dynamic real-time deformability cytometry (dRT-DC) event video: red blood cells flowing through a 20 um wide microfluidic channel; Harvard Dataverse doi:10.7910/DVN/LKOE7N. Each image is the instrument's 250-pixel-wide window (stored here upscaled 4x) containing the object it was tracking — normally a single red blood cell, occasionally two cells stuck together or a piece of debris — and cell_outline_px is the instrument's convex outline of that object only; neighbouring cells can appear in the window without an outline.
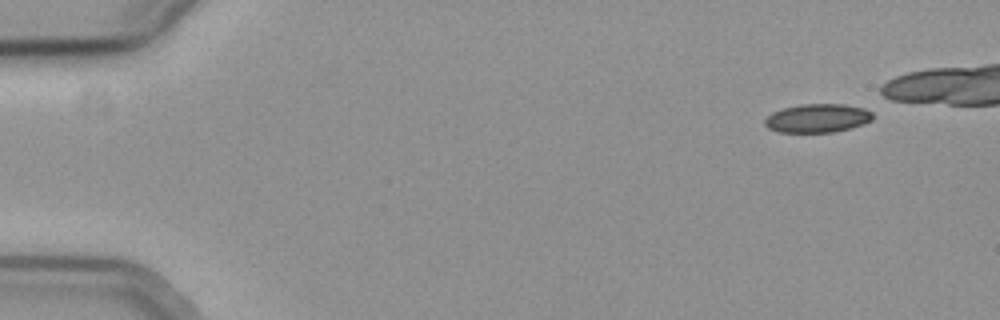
{"species": "common noctule bat (a hibernating species)", "species_latin": "Nyctalus noctula", "temperature_condition": "cold", "stored_images_in_passage": 43, "camera_frame_rate_fps": 3000, "um_per_image_px": 0.085, "animal": {"sex": "female", "body_mass_g": 19.3, "forearm_length_mm": 54.1}, "frame": {"image": 1, "passage_image": 1, "time_ms": 0.0, "image_size_px": [1000, 320], "cell_outline_px": [[872, 120], [864, 124], [832, 132], [776, 132], [768, 128], [764, 124], [764, 120], [772, 112], [784, 108], [800, 104], [844, 104], [864, 108], [872, 112]], "centroid_in_image_um": [69.47, 10.04], "position_along_channel_um": 15.5, "area_um2": 17.98}}
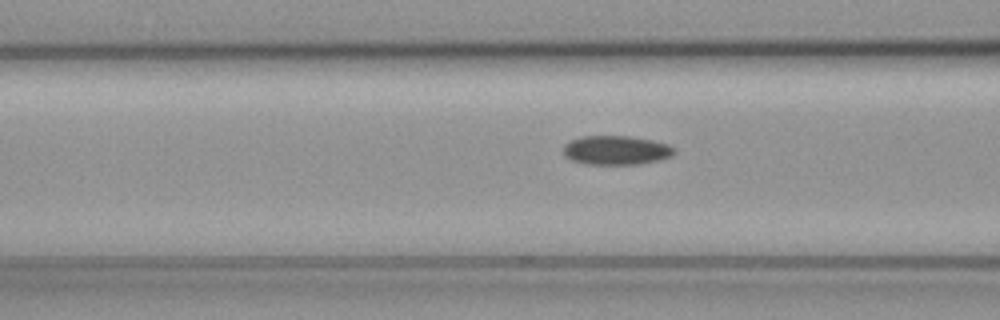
{"frame": {"image": 2, "passage_image": 19, "time_ms": 6.0, "image_size_px": [1000, 320], "cell_outline_px": [[676, 152], [672, 156], [660, 160], [640, 164], [588, 164], [572, 160], [564, 156], [564, 144], [580, 136], [628, 136], [652, 140], [668, 144], [676, 148]], "centroid_in_image_um": [52.41, 12.77], "position_along_channel_um": 114.2, "area_um2": 18.9}}
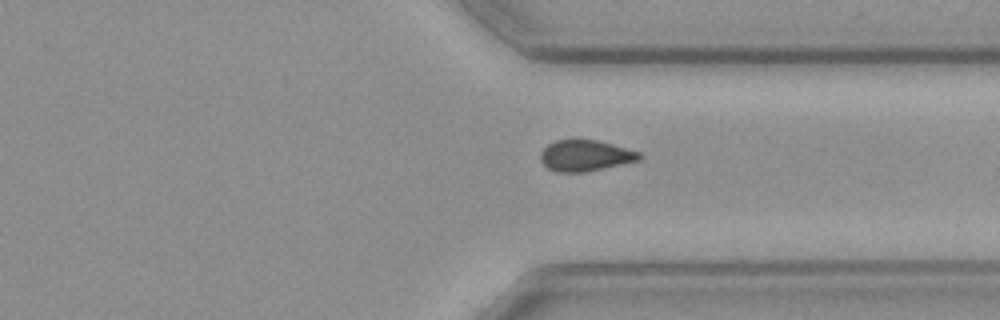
{"frame": {"image": 3, "passage_image": 39, "time_ms": 12.667, "image_size_px": [1000, 320], "cell_outline_px": [[644, 156], [640, 160], [584, 172], [556, 172], [548, 168], [540, 160], [540, 152], [548, 144], [556, 140], [576, 136], [596, 140], [640, 152]], "centroid_in_image_um": [49.72, 13.18], "position_along_channel_um": 361.7, "area_um2": 18.32}}